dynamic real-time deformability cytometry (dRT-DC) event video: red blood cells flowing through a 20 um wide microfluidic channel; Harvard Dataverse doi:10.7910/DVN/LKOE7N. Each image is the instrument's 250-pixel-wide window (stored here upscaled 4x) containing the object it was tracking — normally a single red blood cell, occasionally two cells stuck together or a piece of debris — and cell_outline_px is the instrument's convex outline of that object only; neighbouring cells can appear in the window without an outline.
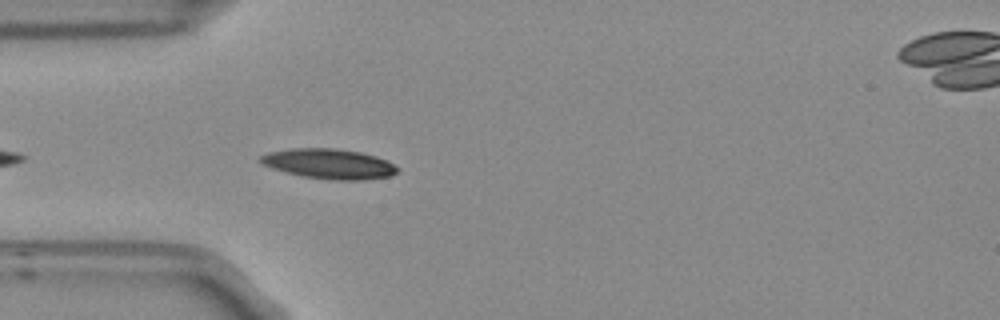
{"species": "Egyptian fruit bat (a non-hibernating species)", "species_latin": "Rousettus aegyptiacus", "temperature_condition": "room temperature", "stored_images_in_passage": 6, "camera_frame_rate_fps": 3000, "um_per_image_px": 0.085, "frame": {"image": 1, "passage_image": 5, "time_ms": 1.333, "image_size_px": [1000, 320], "cell_outline_px": [[400, 168], [392, 176], [360, 180], [336, 180], [304, 176], [272, 168], [264, 164], [260, 160], [260, 156], [268, 152], [292, 148], [336, 148], [360, 152], [376, 156], [388, 160]], "centroid_in_image_um": [28.03, 13.91], "position_along_channel_um": 57.0, "area_um2": 23.81}}